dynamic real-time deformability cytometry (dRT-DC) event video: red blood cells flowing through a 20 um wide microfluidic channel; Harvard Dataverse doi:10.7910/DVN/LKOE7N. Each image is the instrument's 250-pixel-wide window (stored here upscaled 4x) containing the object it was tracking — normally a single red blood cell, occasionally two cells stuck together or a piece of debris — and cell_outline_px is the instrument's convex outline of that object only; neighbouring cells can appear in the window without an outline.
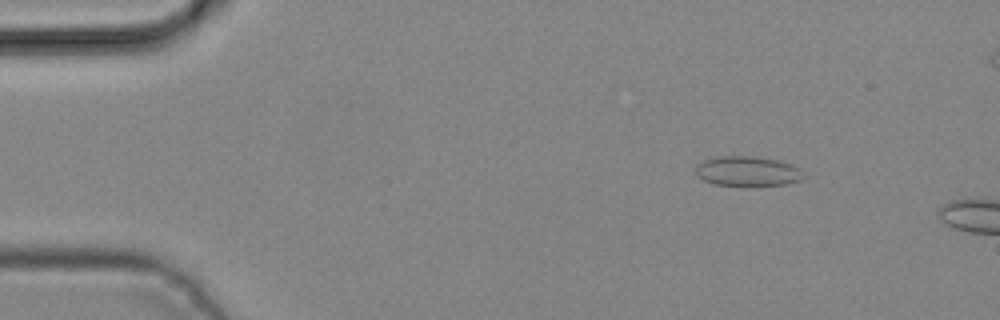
{"species": "common noctule bat (a hibernating species)", "species_latin": "Nyctalus noctula", "temperature_condition": "cold", "stored_images_in_passage": 2, "camera_frame_rate_fps": 3000, "um_per_image_px": 0.085, "animal": {"sex": "male", "body_mass_g": 19.2, "forearm_length_mm": 51.8}, "frame": {"image": 1, "passage_image": 1, "time_ms": 0.0, "image_size_px": [1000, 320], "cell_outline_px": [[804, 176], [800, 180], [788, 184], [744, 188], [740, 188], [712, 184], [704, 180], [696, 172], [696, 164], [704, 160], [720, 156], [752, 156], [780, 160], [800, 168]], "centroid_in_image_um": [63.55, 14.6], "position_along_channel_um": 21.4, "area_um2": 19.48}}